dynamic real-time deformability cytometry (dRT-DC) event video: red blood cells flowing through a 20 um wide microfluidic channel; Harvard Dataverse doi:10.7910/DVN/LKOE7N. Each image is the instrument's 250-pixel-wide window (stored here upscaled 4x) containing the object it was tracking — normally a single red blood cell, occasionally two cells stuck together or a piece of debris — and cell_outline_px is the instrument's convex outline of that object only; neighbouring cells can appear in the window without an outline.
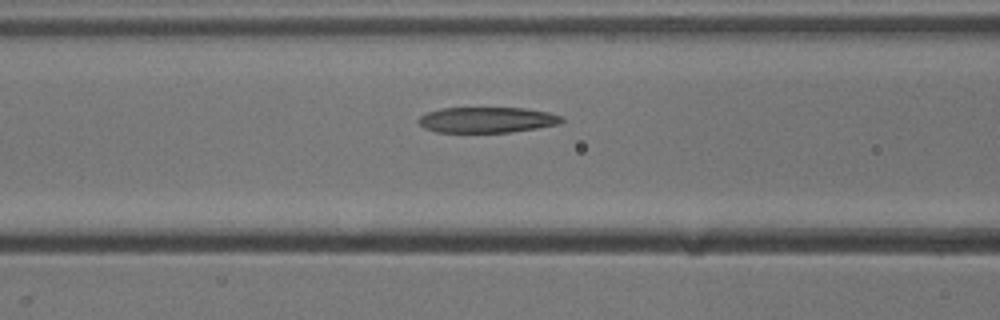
{"species": "common noctule bat (a hibernating species)", "species_latin": "Nyctalus noctula", "temperature_condition": "cold", "stored_images_in_passage": 17, "camera_frame_rate_fps": 3000, "um_per_image_px": 0.085, "animal": {"sex": "male", "body_mass_g": 13.3}, "frame": {"image": 1, "passage_image": 15, "time_ms": 4.667, "image_size_px": [1000, 320], "cell_outline_px": [[564, 120], [560, 124], [512, 132], [436, 132], [424, 128], [416, 120], [420, 116], [428, 112], [440, 108], [524, 108], [548, 112], [564, 116]], "centroid_in_image_um": [41.4, 10.19], "position_along_channel_um": 125.2, "area_um2": 21.5}}